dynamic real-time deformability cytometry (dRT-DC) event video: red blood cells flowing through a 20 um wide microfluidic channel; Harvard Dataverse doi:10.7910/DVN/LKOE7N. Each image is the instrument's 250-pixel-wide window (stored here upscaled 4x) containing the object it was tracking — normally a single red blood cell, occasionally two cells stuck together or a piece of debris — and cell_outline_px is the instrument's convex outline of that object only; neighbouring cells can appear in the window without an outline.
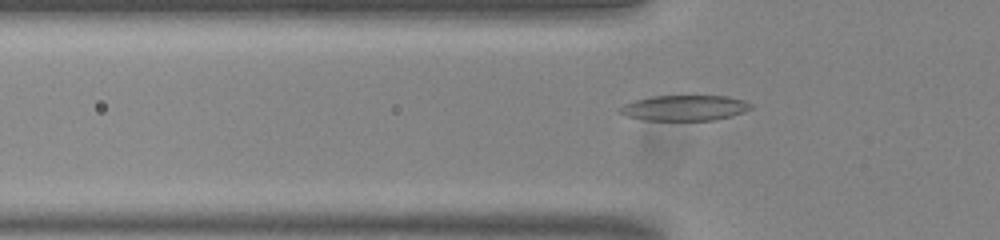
{"species": "common noctule bat (a hibernating species)", "species_latin": "Nyctalus noctula", "temperature_condition": "room temperature", "stored_images_in_passage": 47, "camera_frame_rate_fps": 3000, "um_per_image_px": 0.085, "animal": {"sex": "male", "body_mass_g": 20.0, "forearm_length_mm": 53.3}, "frame": {"image": 1, "passage_image": 17, "time_ms": 5.333, "image_size_px": [1000, 240], "cell_outline_px": [[752, 108], [744, 112], [732, 116], [712, 120], [644, 120], [624, 116], [616, 112], [616, 108], [624, 104], [636, 100], [652, 96], [728, 96], [744, 100], [752, 104]], "centroid_in_image_um": [58.14, 9.17], "position_along_channel_um": 67.7, "area_um2": 19.65}}
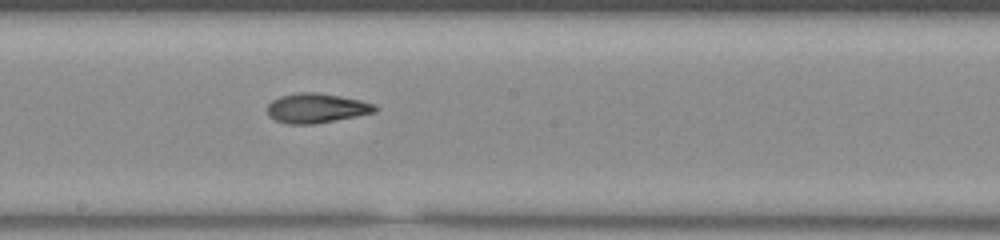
{"frame": {"image": 2, "passage_image": 29, "time_ms": 9.333, "image_size_px": [1000, 240], "cell_outline_px": [[380, 108], [376, 112], [356, 116], [312, 124], [288, 124], [276, 120], [268, 116], [268, 104], [272, 100], [280, 96], [296, 92], [316, 92], [340, 96], [360, 100], [376, 104]], "centroid_in_image_um": [26.91, 9.18], "position_along_channel_um": 221.3, "area_um2": 18.61}}
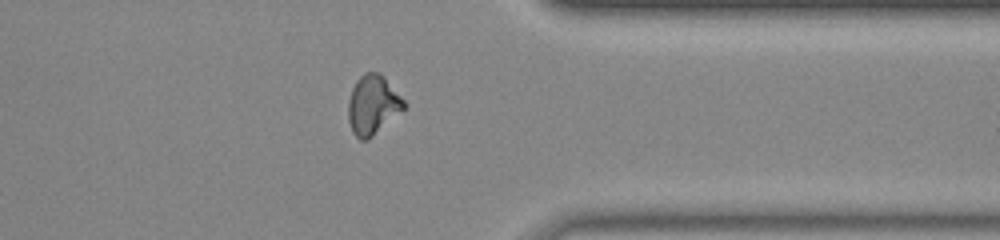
{"frame": {"image": 3, "passage_image": 42, "time_ms": 13.667, "image_size_px": [1000, 240], "cell_outline_px": [[404, 108], [368, 140], [360, 140], [352, 132], [348, 120], [348, 100], [352, 88], [356, 80], [364, 72], [380, 72], [384, 76], [404, 100]], "centroid_in_image_um": [31.65, 8.9], "position_along_channel_um": 379.8, "area_um2": 19.13}}